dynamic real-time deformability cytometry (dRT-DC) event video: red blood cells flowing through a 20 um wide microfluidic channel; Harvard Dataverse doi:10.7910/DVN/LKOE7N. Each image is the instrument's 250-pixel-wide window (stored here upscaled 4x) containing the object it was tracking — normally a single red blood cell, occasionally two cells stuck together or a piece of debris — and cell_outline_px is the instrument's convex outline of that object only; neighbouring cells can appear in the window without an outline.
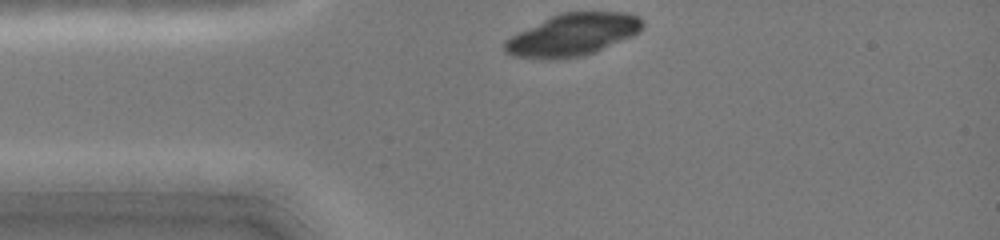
{"species": "common noctule bat (a hibernating species)", "species_latin": "Nyctalus noctula", "temperature_condition": "cold", "stored_images_in_passage": 31, "camera_frame_rate_fps": 3000, "um_per_image_px": 0.085, "animal": {"sex": "female", "body_mass_g": 19.0, "forearm_length_mm": 51.5}, "frame": {"image": 1, "passage_image": 1, "time_ms": 0.0, "image_size_px": [1000, 240], "cell_outline_px": [[644, 28], [640, 32], [632, 36], [596, 52], [584, 56], [560, 60], [540, 60], [512, 56], [504, 52], [504, 40], [552, 16], [564, 12], [628, 12], [640, 16], [644, 20]], "centroid_in_image_um": [48.72, 2.98], "position_along_channel_um": 36.3, "area_um2": 34.33}}